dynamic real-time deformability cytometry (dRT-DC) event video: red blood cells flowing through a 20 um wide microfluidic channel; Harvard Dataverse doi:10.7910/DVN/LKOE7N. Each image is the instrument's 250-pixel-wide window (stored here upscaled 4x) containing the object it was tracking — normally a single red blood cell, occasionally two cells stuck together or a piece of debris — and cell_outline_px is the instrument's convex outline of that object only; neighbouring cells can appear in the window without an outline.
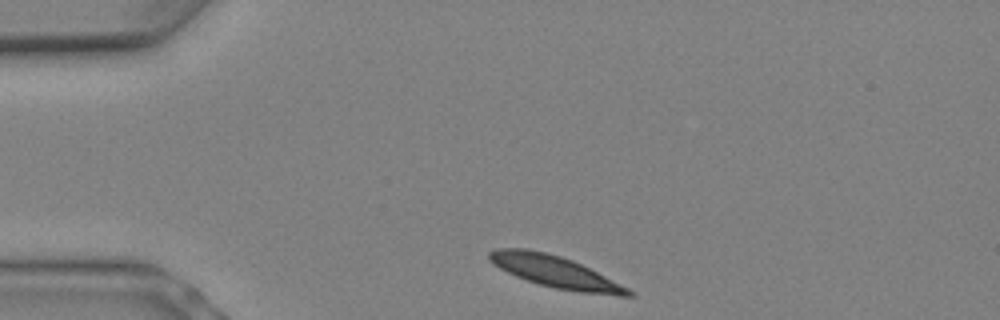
{"species": "Egyptian fruit bat (a non-hibernating species)", "species_latin": "Rousettus aegyptiacus", "temperature_condition": "warm", "stored_images_in_passage": 7, "camera_frame_rate_fps": 3000, "um_per_image_px": 0.085, "animal": {"sex": "female"}, "frame": {"image": 1, "passage_image": 1, "time_ms": 0.0, "image_size_px": [1000, 320], "cell_outline_px": [[636, 296], [620, 296], [580, 292], [556, 288], [540, 284], [516, 276], [492, 264], [488, 260], [488, 252], [496, 248], [528, 248], [548, 252], [572, 260], [628, 288]], "centroid_in_image_um": [47.14, 23.08], "position_along_channel_um": 37.9, "area_um2": 25.43}}
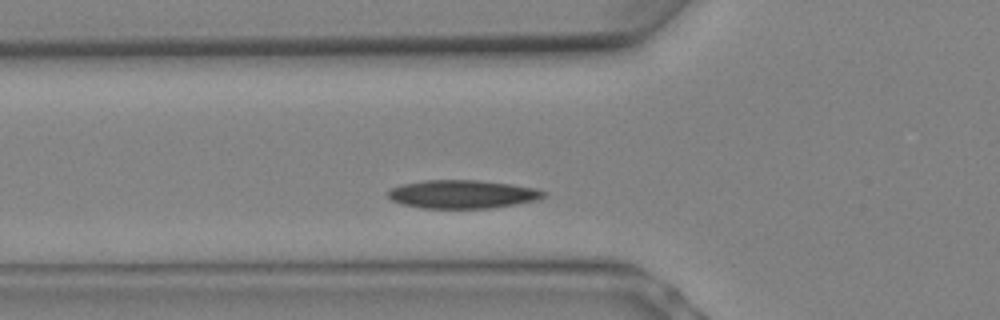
{"frame": {"image": 2, "passage_image": 4, "time_ms": 1.0, "image_size_px": [1000, 320], "cell_outline_px": [[548, 192], [544, 196], [536, 200], [488, 208], [424, 208], [400, 204], [392, 200], [388, 196], [388, 192], [392, 188], [400, 184], [424, 180], [480, 180], [508, 184], [532, 188]], "centroid_in_image_um": [39.24, 16.5], "position_along_channel_um": 86.6, "area_um2": 25.43}}